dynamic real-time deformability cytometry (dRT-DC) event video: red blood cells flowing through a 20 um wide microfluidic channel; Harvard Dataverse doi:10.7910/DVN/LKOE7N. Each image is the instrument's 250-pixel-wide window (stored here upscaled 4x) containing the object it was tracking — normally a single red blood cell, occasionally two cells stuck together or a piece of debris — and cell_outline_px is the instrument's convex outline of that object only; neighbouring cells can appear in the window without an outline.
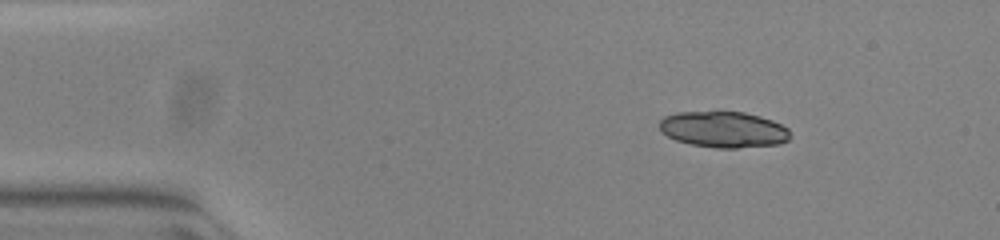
{"species": "common noctule bat (a hibernating species)", "species_latin": "Nyctalus noctula", "temperature_condition": "warm", "stored_images_in_passage": 46, "camera_frame_rate_fps": 3000, "um_per_image_px": 0.085, "animal": {"sex": "female", "body_mass_g": 23.0, "forearm_length_mm": 53.4}, "frame": {"image": 1, "passage_image": 1, "time_ms": 0.0, "image_size_px": [1000, 240], "cell_outline_px": [[788, 140], [780, 144], [736, 148], [716, 148], [692, 144], [676, 140], [660, 132], [660, 120], [664, 116], [676, 112], [744, 112], [760, 116], [772, 120], [788, 128]], "centroid_in_image_um": [61.48, 11.0], "position_along_channel_um": 23.5, "area_um2": 27.4}}